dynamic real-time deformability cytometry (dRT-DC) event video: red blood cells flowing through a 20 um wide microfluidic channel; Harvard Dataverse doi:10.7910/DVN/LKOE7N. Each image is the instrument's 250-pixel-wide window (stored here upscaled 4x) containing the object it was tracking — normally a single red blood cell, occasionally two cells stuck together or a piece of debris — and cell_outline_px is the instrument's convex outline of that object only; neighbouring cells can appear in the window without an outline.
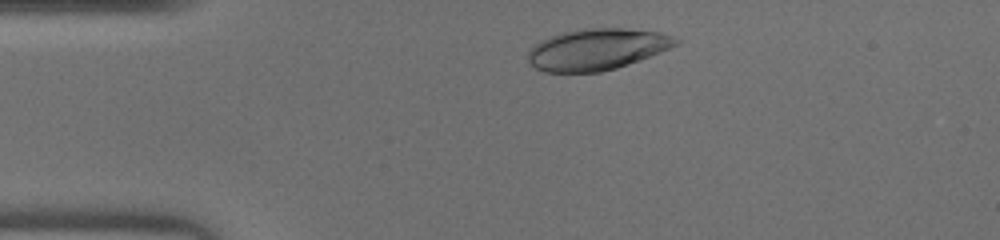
{"species": "human", "species_latin": "Homo sapiens", "temperature_condition": "warm", "stored_images_in_passage": 31, "camera_frame_rate_fps": 3000, "um_per_image_px": 0.085, "donor": {"sex": "male"}, "frame": {"image": 1, "passage_image": 3, "time_ms": 0.667, "image_size_px": [1000, 240], "cell_outline_px": [[680, 44], [660, 52], [616, 68], [600, 72], [544, 72], [528, 64], [528, 52], [540, 40], [560, 32], [584, 28], [624, 28], [660, 32], [672, 36], [680, 40]], "centroid_in_image_um": [50.72, 4.18], "position_along_channel_um": 34.3, "area_um2": 35.66}}
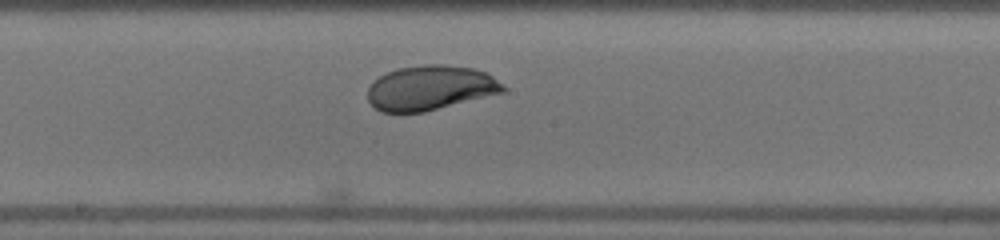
{"frame": {"image": 2, "passage_image": 18, "time_ms": 5.667, "image_size_px": [1000, 240], "cell_outline_px": [[508, 88], [504, 92], [424, 112], [380, 112], [368, 100], [368, 88], [372, 80], [388, 72], [400, 68], [424, 64], [444, 64], [472, 68], [488, 72]], "centroid_in_image_um": [36.6, 7.46], "position_along_channel_um": 211.6, "area_um2": 35.37}}
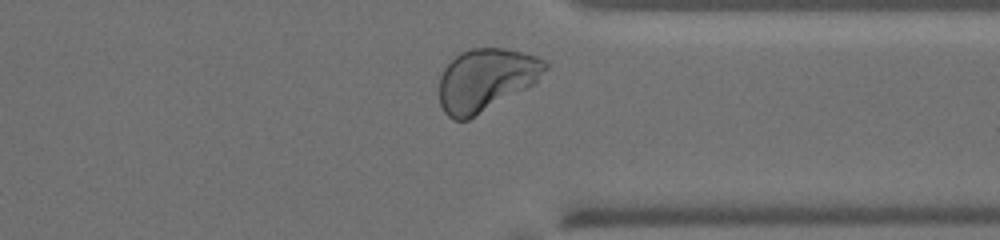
{"frame": {"image": 3, "passage_image": 29, "time_ms": 9.333, "image_size_px": [1000, 240], "cell_outline_px": [[548, 68], [536, 84], [468, 120], [452, 120], [444, 112], [440, 104], [440, 76], [444, 68], [460, 52], [472, 48], [504, 48], [536, 56], [544, 60], [548, 64]], "centroid_in_image_um": [41.33, 6.79], "position_along_channel_um": 370.1, "area_um2": 38.78}}